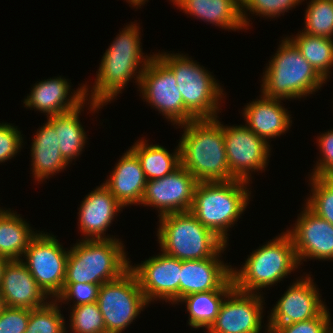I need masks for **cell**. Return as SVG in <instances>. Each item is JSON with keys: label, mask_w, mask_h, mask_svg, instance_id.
<instances>
[{"label": "cell", "mask_w": 333, "mask_h": 333, "mask_svg": "<svg viewBox=\"0 0 333 333\" xmlns=\"http://www.w3.org/2000/svg\"><path fill=\"white\" fill-rule=\"evenodd\" d=\"M138 25L139 23L131 22L116 35L101 59L94 86L91 87L93 90H88L85 85L86 99L90 95L87 100L88 105L90 104L88 110L91 112L99 111L114 100L132 78L137 80L135 83L139 87L141 74L155 54L144 56L139 30L141 28Z\"/></svg>", "instance_id": "obj_1"}, {"label": "cell", "mask_w": 333, "mask_h": 333, "mask_svg": "<svg viewBox=\"0 0 333 333\" xmlns=\"http://www.w3.org/2000/svg\"><path fill=\"white\" fill-rule=\"evenodd\" d=\"M217 118L194 119L186 124L181 140L180 165L199 182L231 181L223 135V124Z\"/></svg>", "instance_id": "obj_2"}, {"label": "cell", "mask_w": 333, "mask_h": 333, "mask_svg": "<svg viewBox=\"0 0 333 333\" xmlns=\"http://www.w3.org/2000/svg\"><path fill=\"white\" fill-rule=\"evenodd\" d=\"M242 180L199 182L190 212L226 245L229 228L247 208L251 192Z\"/></svg>", "instance_id": "obj_3"}, {"label": "cell", "mask_w": 333, "mask_h": 333, "mask_svg": "<svg viewBox=\"0 0 333 333\" xmlns=\"http://www.w3.org/2000/svg\"><path fill=\"white\" fill-rule=\"evenodd\" d=\"M263 72L261 93L275 99H301L318 91L325 79L285 37Z\"/></svg>", "instance_id": "obj_4"}, {"label": "cell", "mask_w": 333, "mask_h": 333, "mask_svg": "<svg viewBox=\"0 0 333 333\" xmlns=\"http://www.w3.org/2000/svg\"><path fill=\"white\" fill-rule=\"evenodd\" d=\"M124 250L115 236L114 239L79 240L69 250L64 284L102 285L119 278L130 269L131 261Z\"/></svg>", "instance_id": "obj_5"}, {"label": "cell", "mask_w": 333, "mask_h": 333, "mask_svg": "<svg viewBox=\"0 0 333 333\" xmlns=\"http://www.w3.org/2000/svg\"><path fill=\"white\" fill-rule=\"evenodd\" d=\"M298 266L292 237L283 232L248 255L240 270L232 268L234 287L242 292L259 294L261 289L282 281Z\"/></svg>", "instance_id": "obj_6"}, {"label": "cell", "mask_w": 333, "mask_h": 333, "mask_svg": "<svg viewBox=\"0 0 333 333\" xmlns=\"http://www.w3.org/2000/svg\"><path fill=\"white\" fill-rule=\"evenodd\" d=\"M175 75L184 107L196 118H217L225 94L214 76L183 53L155 54Z\"/></svg>", "instance_id": "obj_7"}, {"label": "cell", "mask_w": 333, "mask_h": 333, "mask_svg": "<svg viewBox=\"0 0 333 333\" xmlns=\"http://www.w3.org/2000/svg\"><path fill=\"white\" fill-rule=\"evenodd\" d=\"M159 222L161 251L181 261L213 257L225 245L190 211L162 215Z\"/></svg>", "instance_id": "obj_8"}, {"label": "cell", "mask_w": 333, "mask_h": 333, "mask_svg": "<svg viewBox=\"0 0 333 333\" xmlns=\"http://www.w3.org/2000/svg\"><path fill=\"white\" fill-rule=\"evenodd\" d=\"M97 304L104 319L106 333H122L146 305L149 306L131 269L100 286Z\"/></svg>", "instance_id": "obj_9"}, {"label": "cell", "mask_w": 333, "mask_h": 333, "mask_svg": "<svg viewBox=\"0 0 333 333\" xmlns=\"http://www.w3.org/2000/svg\"><path fill=\"white\" fill-rule=\"evenodd\" d=\"M138 91L150 106L174 125L196 119L185 107L174 73L156 56L141 74Z\"/></svg>", "instance_id": "obj_10"}, {"label": "cell", "mask_w": 333, "mask_h": 333, "mask_svg": "<svg viewBox=\"0 0 333 333\" xmlns=\"http://www.w3.org/2000/svg\"><path fill=\"white\" fill-rule=\"evenodd\" d=\"M56 236L39 232L29 243L21 261L51 299L62 291L69 249Z\"/></svg>", "instance_id": "obj_11"}, {"label": "cell", "mask_w": 333, "mask_h": 333, "mask_svg": "<svg viewBox=\"0 0 333 333\" xmlns=\"http://www.w3.org/2000/svg\"><path fill=\"white\" fill-rule=\"evenodd\" d=\"M223 135L231 175L250 183L253 171L262 172L267 167L271 146L242 124L223 125Z\"/></svg>", "instance_id": "obj_12"}, {"label": "cell", "mask_w": 333, "mask_h": 333, "mask_svg": "<svg viewBox=\"0 0 333 333\" xmlns=\"http://www.w3.org/2000/svg\"><path fill=\"white\" fill-rule=\"evenodd\" d=\"M198 183L199 181L180 165L163 178L146 182L141 205L159 209L158 217L190 211Z\"/></svg>", "instance_id": "obj_13"}, {"label": "cell", "mask_w": 333, "mask_h": 333, "mask_svg": "<svg viewBox=\"0 0 333 333\" xmlns=\"http://www.w3.org/2000/svg\"><path fill=\"white\" fill-rule=\"evenodd\" d=\"M181 266V260L162 252L141 261V264H130V269L135 273L148 303L160 299L179 304Z\"/></svg>", "instance_id": "obj_14"}, {"label": "cell", "mask_w": 333, "mask_h": 333, "mask_svg": "<svg viewBox=\"0 0 333 333\" xmlns=\"http://www.w3.org/2000/svg\"><path fill=\"white\" fill-rule=\"evenodd\" d=\"M263 294L248 293L235 287L223 300L219 313L207 333H260Z\"/></svg>", "instance_id": "obj_15"}, {"label": "cell", "mask_w": 333, "mask_h": 333, "mask_svg": "<svg viewBox=\"0 0 333 333\" xmlns=\"http://www.w3.org/2000/svg\"><path fill=\"white\" fill-rule=\"evenodd\" d=\"M310 274L296 279L275 304L268 317L267 333L277 326L310 320L318 316L327 306Z\"/></svg>", "instance_id": "obj_16"}, {"label": "cell", "mask_w": 333, "mask_h": 333, "mask_svg": "<svg viewBox=\"0 0 333 333\" xmlns=\"http://www.w3.org/2000/svg\"><path fill=\"white\" fill-rule=\"evenodd\" d=\"M304 206L293 229L286 231L292 237L299 265L306 259L333 260V225Z\"/></svg>", "instance_id": "obj_17"}, {"label": "cell", "mask_w": 333, "mask_h": 333, "mask_svg": "<svg viewBox=\"0 0 333 333\" xmlns=\"http://www.w3.org/2000/svg\"><path fill=\"white\" fill-rule=\"evenodd\" d=\"M227 246L225 244L213 257L182 261L180 300L193 293L234 288L232 266L220 259Z\"/></svg>", "instance_id": "obj_18"}, {"label": "cell", "mask_w": 333, "mask_h": 333, "mask_svg": "<svg viewBox=\"0 0 333 333\" xmlns=\"http://www.w3.org/2000/svg\"><path fill=\"white\" fill-rule=\"evenodd\" d=\"M0 291L6 307L32 310L49 302V296L38 285L21 259L8 260L5 264Z\"/></svg>", "instance_id": "obj_19"}, {"label": "cell", "mask_w": 333, "mask_h": 333, "mask_svg": "<svg viewBox=\"0 0 333 333\" xmlns=\"http://www.w3.org/2000/svg\"><path fill=\"white\" fill-rule=\"evenodd\" d=\"M68 79L61 76L44 79L34 84L24 107L36 109L47 117L63 114L76 109L86 100L85 84L72 92ZM71 91V94H69ZM70 96V97H69Z\"/></svg>", "instance_id": "obj_20"}, {"label": "cell", "mask_w": 333, "mask_h": 333, "mask_svg": "<svg viewBox=\"0 0 333 333\" xmlns=\"http://www.w3.org/2000/svg\"><path fill=\"white\" fill-rule=\"evenodd\" d=\"M123 205L101 184L85 196L78 212L79 230L83 240L114 239L106 236V230L111 226L117 212Z\"/></svg>", "instance_id": "obj_21"}, {"label": "cell", "mask_w": 333, "mask_h": 333, "mask_svg": "<svg viewBox=\"0 0 333 333\" xmlns=\"http://www.w3.org/2000/svg\"><path fill=\"white\" fill-rule=\"evenodd\" d=\"M281 101L261 94L259 99L247 103L242 112L245 125L267 144L269 139L280 137L292 125V117Z\"/></svg>", "instance_id": "obj_22"}, {"label": "cell", "mask_w": 333, "mask_h": 333, "mask_svg": "<svg viewBox=\"0 0 333 333\" xmlns=\"http://www.w3.org/2000/svg\"><path fill=\"white\" fill-rule=\"evenodd\" d=\"M123 154L102 184L123 207L140 205L147 180L137 156L130 149Z\"/></svg>", "instance_id": "obj_23"}, {"label": "cell", "mask_w": 333, "mask_h": 333, "mask_svg": "<svg viewBox=\"0 0 333 333\" xmlns=\"http://www.w3.org/2000/svg\"><path fill=\"white\" fill-rule=\"evenodd\" d=\"M31 143L32 174L38 183L61 172L68 163L60 153L58 135L54 127L47 121L41 126Z\"/></svg>", "instance_id": "obj_24"}, {"label": "cell", "mask_w": 333, "mask_h": 333, "mask_svg": "<svg viewBox=\"0 0 333 333\" xmlns=\"http://www.w3.org/2000/svg\"><path fill=\"white\" fill-rule=\"evenodd\" d=\"M175 6L197 19L210 22L222 29L241 30L240 0H179Z\"/></svg>", "instance_id": "obj_25"}, {"label": "cell", "mask_w": 333, "mask_h": 333, "mask_svg": "<svg viewBox=\"0 0 333 333\" xmlns=\"http://www.w3.org/2000/svg\"><path fill=\"white\" fill-rule=\"evenodd\" d=\"M87 101L86 99L76 109L47 117V121L54 127L55 133L58 135L60 153L68 164L82 153L87 142V135L79 118Z\"/></svg>", "instance_id": "obj_26"}, {"label": "cell", "mask_w": 333, "mask_h": 333, "mask_svg": "<svg viewBox=\"0 0 333 333\" xmlns=\"http://www.w3.org/2000/svg\"><path fill=\"white\" fill-rule=\"evenodd\" d=\"M37 234L17 212L0 207V256L8 260L21 259Z\"/></svg>", "instance_id": "obj_27"}, {"label": "cell", "mask_w": 333, "mask_h": 333, "mask_svg": "<svg viewBox=\"0 0 333 333\" xmlns=\"http://www.w3.org/2000/svg\"><path fill=\"white\" fill-rule=\"evenodd\" d=\"M148 140H138L130 150L140 161L146 180L160 179L180 166L179 146L171 153L164 146L148 144Z\"/></svg>", "instance_id": "obj_28"}, {"label": "cell", "mask_w": 333, "mask_h": 333, "mask_svg": "<svg viewBox=\"0 0 333 333\" xmlns=\"http://www.w3.org/2000/svg\"><path fill=\"white\" fill-rule=\"evenodd\" d=\"M231 290H214L201 293H193L183 297L179 302L186 303L189 313L188 324L195 329L207 330L215 321L220 306Z\"/></svg>", "instance_id": "obj_29"}, {"label": "cell", "mask_w": 333, "mask_h": 333, "mask_svg": "<svg viewBox=\"0 0 333 333\" xmlns=\"http://www.w3.org/2000/svg\"><path fill=\"white\" fill-rule=\"evenodd\" d=\"M288 37L299 49L302 56L327 81L333 67V38L311 36L299 32Z\"/></svg>", "instance_id": "obj_30"}, {"label": "cell", "mask_w": 333, "mask_h": 333, "mask_svg": "<svg viewBox=\"0 0 333 333\" xmlns=\"http://www.w3.org/2000/svg\"><path fill=\"white\" fill-rule=\"evenodd\" d=\"M303 30L301 32L311 36L332 38L333 0H311L305 10Z\"/></svg>", "instance_id": "obj_31"}, {"label": "cell", "mask_w": 333, "mask_h": 333, "mask_svg": "<svg viewBox=\"0 0 333 333\" xmlns=\"http://www.w3.org/2000/svg\"><path fill=\"white\" fill-rule=\"evenodd\" d=\"M54 299L40 308L30 310V318L24 333H66L65 317Z\"/></svg>", "instance_id": "obj_32"}, {"label": "cell", "mask_w": 333, "mask_h": 333, "mask_svg": "<svg viewBox=\"0 0 333 333\" xmlns=\"http://www.w3.org/2000/svg\"><path fill=\"white\" fill-rule=\"evenodd\" d=\"M309 177L312 194L306 198L305 205L333 225V180L329 177Z\"/></svg>", "instance_id": "obj_33"}, {"label": "cell", "mask_w": 333, "mask_h": 333, "mask_svg": "<svg viewBox=\"0 0 333 333\" xmlns=\"http://www.w3.org/2000/svg\"><path fill=\"white\" fill-rule=\"evenodd\" d=\"M70 331L73 333H106V326L97 302L71 307Z\"/></svg>", "instance_id": "obj_34"}, {"label": "cell", "mask_w": 333, "mask_h": 333, "mask_svg": "<svg viewBox=\"0 0 333 333\" xmlns=\"http://www.w3.org/2000/svg\"><path fill=\"white\" fill-rule=\"evenodd\" d=\"M304 0H240L241 2V19L245 29L250 26V19L248 18V11L257 16L274 18L283 15L293 7L298 6ZM244 9V10H243ZM249 20V21H248Z\"/></svg>", "instance_id": "obj_35"}, {"label": "cell", "mask_w": 333, "mask_h": 333, "mask_svg": "<svg viewBox=\"0 0 333 333\" xmlns=\"http://www.w3.org/2000/svg\"><path fill=\"white\" fill-rule=\"evenodd\" d=\"M101 285L90 283L64 284L62 291L55 297L56 302H69L73 300V306L91 304L97 302ZM76 299V300H75Z\"/></svg>", "instance_id": "obj_36"}, {"label": "cell", "mask_w": 333, "mask_h": 333, "mask_svg": "<svg viewBox=\"0 0 333 333\" xmlns=\"http://www.w3.org/2000/svg\"><path fill=\"white\" fill-rule=\"evenodd\" d=\"M326 307L310 320L277 326L271 333H327L331 326L329 309Z\"/></svg>", "instance_id": "obj_37"}, {"label": "cell", "mask_w": 333, "mask_h": 333, "mask_svg": "<svg viewBox=\"0 0 333 333\" xmlns=\"http://www.w3.org/2000/svg\"><path fill=\"white\" fill-rule=\"evenodd\" d=\"M22 135L17 126L0 123V164L20 152L23 145Z\"/></svg>", "instance_id": "obj_38"}, {"label": "cell", "mask_w": 333, "mask_h": 333, "mask_svg": "<svg viewBox=\"0 0 333 333\" xmlns=\"http://www.w3.org/2000/svg\"><path fill=\"white\" fill-rule=\"evenodd\" d=\"M318 146L321 152L320 159L313 168L310 176L330 177L333 174V129L317 136Z\"/></svg>", "instance_id": "obj_39"}, {"label": "cell", "mask_w": 333, "mask_h": 333, "mask_svg": "<svg viewBox=\"0 0 333 333\" xmlns=\"http://www.w3.org/2000/svg\"><path fill=\"white\" fill-rule=\"evenodd\" d=\"M30 309L4 307L0 310V333H24Z\"/></svg>", "instance_id": "obj_40"}, {"label": "cell", "mask_w": 333, "mask_h": 333, "mask_svg": "<svg viewBox=\"0 0 333 333\" xmlns=\"http://www.w3.org/2000/svg\"><path fill=\"white\" fill-rule=\"evenodd\" d=\"M7 261H8L7 258L0 256V284L2 281V276H3L4 269H5V264L7 263Z\"/></svg>", "instance_id": "obj_41"}, {"label": "cell", "mask_w": 333, "mask_h": 333, "mask_svg": "<svg viewBox=\"0 0 333 333\" xmlns=\"http://www.w3.org/2000/svg\"><path fill=\"white\" fill-rule=\"evenodd\" d=\"M148 1V0H126V2L130 3L131 5H133L134 7H140L141 8V5L143 6L144 3Z\"/></svg>", "instance_id": "obj_42"}, {"label": "cell", "mask_w": 333, "mask_h": 333, "mask_svg": "<svg viewBox=\"0 0 333 333\" xmlns=\"http://www.w3.org/2000/svg\"><path fill=\"white\" fill-rule=\"evenodd\" d=\"M4 307H5V305H4L2 294H1V291H0V310Z\"/></svg>", "instance_id": "obj_43"}, {"label": "cell", "mask_w": 333, "mask_h": 333, "mask_svg": "<svg viewBox=\"0 0 333 333\" xmlns=\"http://www.w3.org/2000/svg\"><path fill=\"white\" fill-rule=\"evenodd\" d=\"M175 5L179 0H170Z\"/></svg>", "instance_id": "obj_44"}, {"label": "cell", "mask_w": 333, "mask_h": 333, "mask_svg": "<svg viewBox=\"0 0 333 333\" xmlns=\"http://www.w3.org/2000/svg\"><path fill=\"white\" fill-rule=\"evenodd\" d=\"M327 333H333V327H331Z\"/></svg>", "instance_id": "obj_45"}]
</instances>
